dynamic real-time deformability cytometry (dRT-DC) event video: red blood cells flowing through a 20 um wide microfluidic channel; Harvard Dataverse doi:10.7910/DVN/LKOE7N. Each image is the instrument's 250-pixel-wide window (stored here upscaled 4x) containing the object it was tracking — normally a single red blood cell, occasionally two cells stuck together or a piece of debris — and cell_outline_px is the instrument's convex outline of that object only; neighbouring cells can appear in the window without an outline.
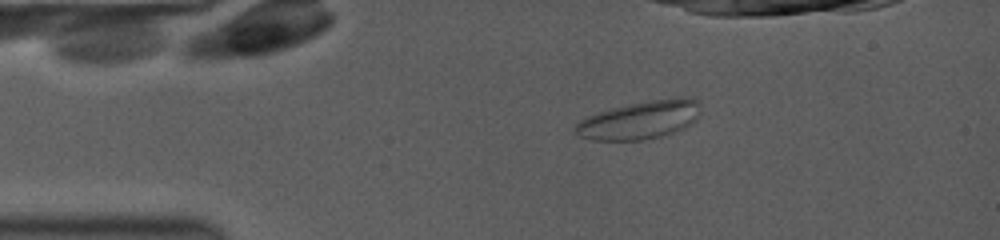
{"species": "common noctule bat (a hibernating species)", "species_latin": "Nyctalus noctula", "temperature_condition": "room temperature", "stored_images_in_passage": 8, "camera_frame_rate_fps": 3000, "um_per_image_px": 0.085, "animal": {"sex": "female", "body_mass_g": 19.0, "forearm_length_mm": 53.3}, "frame": {"image": 1, "passage_image": 1, "time_ms": 0.0, "image_size_px": [1000, 240], "cell_outline_px": [[700, 116], [692, 124], [684, 128], [660, 136], [644, 140], [592, 140], [580, 136], [572, 128], [580, 120], [596, 112], [628, 104], [652, 100], [680, 96], [688, 96], [700, 100]], "centroid_in_image_um": [54.44, 10.18], "position_along_channel_um": 30.6, "area_um2": 28.15}}
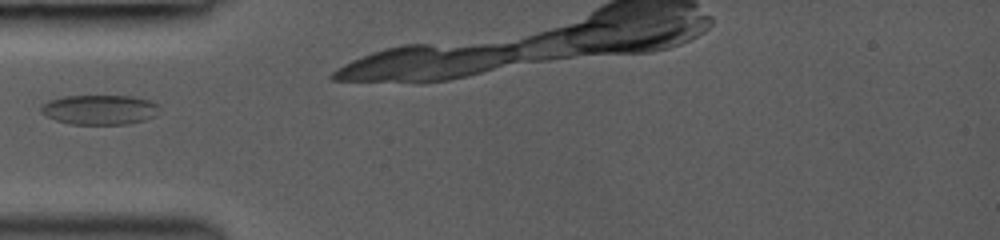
{"frame": {"image": 2, "passage_image": 4, "time_ms": 2.0, "image_size_px": [1000, 240], "cell_outline_px": [[160, 108], [156, 116], [144, 120], [128, 124], [68, 124], [56, 120], [40, 112], [40, 104], [48, 100], [64, 96], [132, 96], [148, 100], [160, 104]], "centroid_in_image_um": [8.47, 9.32], "position_along_channel_um": 76.5, "area_um2": 20.75}}